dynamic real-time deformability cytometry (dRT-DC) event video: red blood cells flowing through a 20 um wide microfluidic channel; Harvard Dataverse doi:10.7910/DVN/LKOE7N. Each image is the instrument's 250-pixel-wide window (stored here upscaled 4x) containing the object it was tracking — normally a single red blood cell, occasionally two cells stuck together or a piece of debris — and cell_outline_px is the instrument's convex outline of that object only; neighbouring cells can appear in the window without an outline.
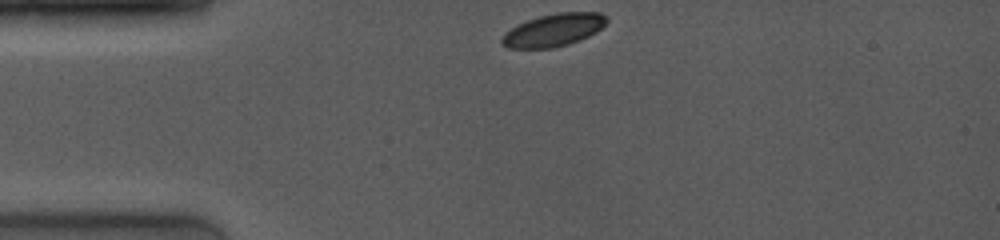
{"species": "common noctule bat (a hibernating species)", "species_latin": "Nyctalus noctula", "temperature_condition": "room temperature", "stored_images_in_passage": 9, "camera_frame_rate_fps": 4000, "um_per_image_px": 0.085, "animal": {"sex": "female", "body_mass_g": 19.0, "forearm_length_mm": 53.3}, "frame": {"image": 1, "passage_image": 1, "time_ms": 0.0, "image_size_px": [1000, 240], "cell_outline_px": [[608, 20], [596, 32], [580, 40], [568, 44], [552, 48], [508, 48], [500, 44], [500, 36], [504, 32], [516, 24], [540, 16], [560, 12], [600, 12], [608, 16]], "centroid_in_image_um": [47.01, 2.55], "position_along_channel_um": 38.0, "area_um2": 20.11}}
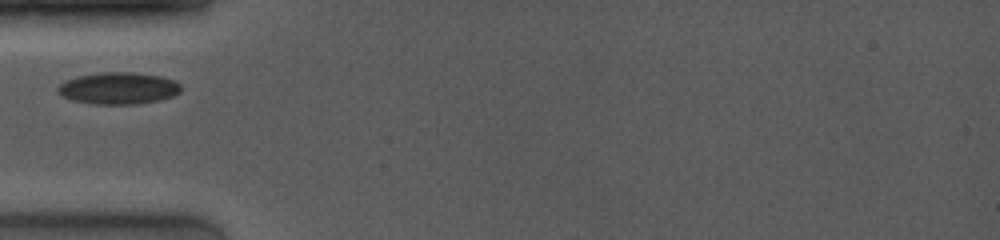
{"frame": {"image": 2, "passage_image": 3, "time_ms": 1.75, "image_size_px": [1000, 240], "cell_outline_px": [[180, 92], [172, 96], [160, 100], [136, 104], [92, 104], [72, 100], [56, 92], [56, 88], [60, 84], [76, 76], [100, 72], [136, 72], [160, 76], [172, 80], [180, 84]], "centroid_in_image_um": [10.05, 7.5], "position_along_channel_um": 75.0, "area_um2": 22.89}}
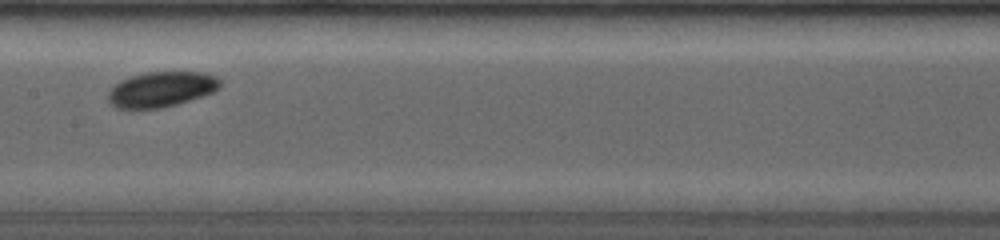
{"frame": {"image": 3, "passage_image": 7, "time_ms": 4.75, "image_size_px": [1000, 240], "cell_outline_px": [[220, 88], [212, 92], [176, 104], [160, 108], [116, 108], [108, 100], [108, 92], [120, 80], [128, 76], [144, 72], [204, 72], [216, 76], [220, 80]], "centroid_in_image_um": [13.7, 7.57], "position_along_channel_um": 193.7, "area_um2": 22.89}}